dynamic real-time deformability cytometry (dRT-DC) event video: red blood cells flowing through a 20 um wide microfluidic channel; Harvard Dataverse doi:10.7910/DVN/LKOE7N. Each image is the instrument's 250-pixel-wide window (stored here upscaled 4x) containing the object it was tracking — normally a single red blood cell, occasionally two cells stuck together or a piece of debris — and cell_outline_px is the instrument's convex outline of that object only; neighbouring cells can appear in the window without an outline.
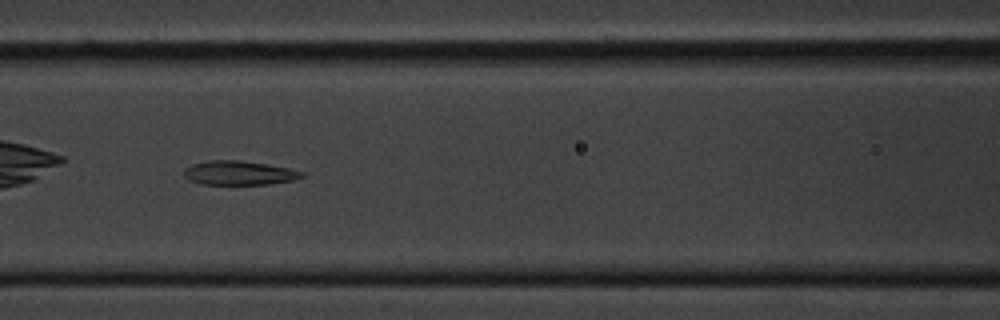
{"species": "common noctule bat (a hibernating species)", "species_latin": "Nyctalus noctula", "temperature_condition": "cold", "stored_images_in_passage": 40, "camera_frame_rate_fps": 3000, "um_per_image_px": 0.085, "animal": {"sex": "male", "body_mass_g": 20.1, "forearm_length_mm": 53.5}, "frame": {"image": 1, "passage_image": 8, "time_ms": 2.333, "image_size_px": [1000, 320], "cell_outline_px": [[304, 176], [296, 180], [268, 184], [200, 184], [188, 180], [184, 176], [184, 168], [192, 164], [208, 160], [240, 160], [268, 164], [288, 168], [304, 172]], "centroid_in_image_um": [20.31, 14.7], "position_along_channel_um": 146.3, "area_um2": 16.7}}
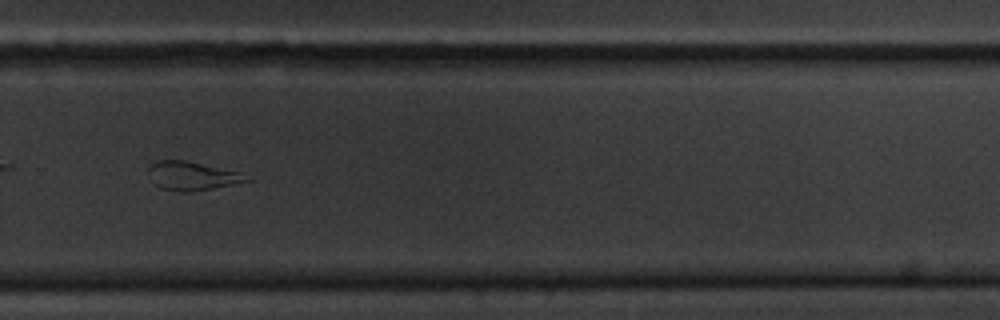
{"frame": {"image": 2, "passage_image": 22, "time_ms": 7.0, "image_size_px": [1000, 320], "cell_outline_px": [[252, 180], [236, 184], [188, 192], [180, 192], [160, 188], [156, 184], [148, 172], [148, 168], [156, 160], [184, 160], [244, 172]], "centroid_in_image_um": [16.39, 14.94], "position_along_channel_um": 313.4, "area_um2": 16.47}}
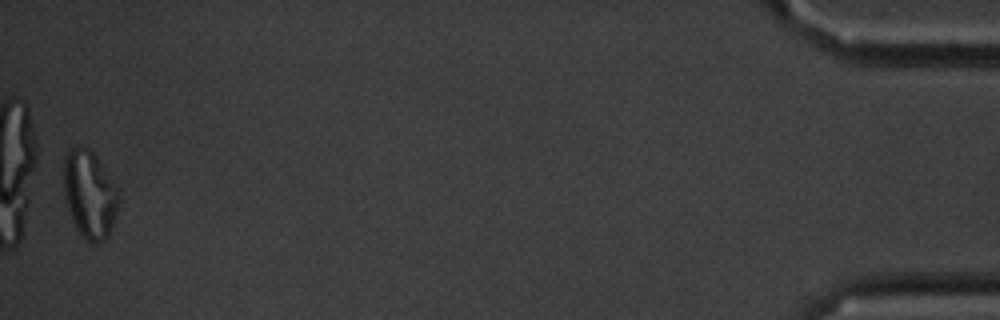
{"frame": {"image": 3, "passage_image": 39, "time_ms": 12.667, "image_size_px": [1000, 320], "cell_outline_px": [[120, 204], [112, 228], [108, 236], [104, 240], [96, 244], [84, 240], [80, 236], [64, 204], [64, 152], [68, 148], [80, 144], [88, 148], [100, 160], [120, 188]], "centroid_in_image_um": [7.63, 16.5], "position_along_channel_um": 427.6, "area_um2": 29.42}, "authors_computed_cell_mechanics": {"area_um2": 17.3111, "velocity_mm_per_s": 3.6016, "shape_relaxation_time_tau1_ms": null, "shape_relaxation_time_tau2_ms": 3.2585, "deformation_change_tau1": null, "deformation_change_tau2": 0.1262}}